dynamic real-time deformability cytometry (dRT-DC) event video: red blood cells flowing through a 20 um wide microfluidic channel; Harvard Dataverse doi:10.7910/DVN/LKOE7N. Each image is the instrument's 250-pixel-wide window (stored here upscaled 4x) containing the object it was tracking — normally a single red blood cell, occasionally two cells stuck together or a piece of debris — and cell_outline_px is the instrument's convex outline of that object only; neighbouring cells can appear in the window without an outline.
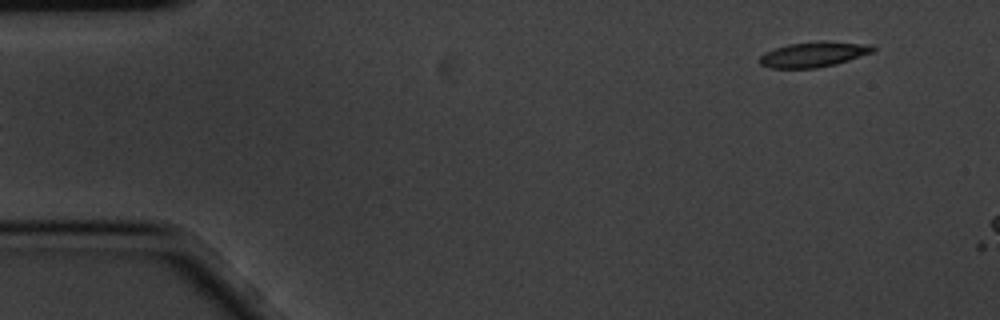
{"species": "common noctule bat (a hibernating species)", "species_latin": "Nyctalus noctula", "temperature_condition": "cold", "stored_images_in_passage": 5, "segment_of_instrument_passage": [2, 2], "camera_frame_rate_fps": 3000, "um_per_image_px": 0.085, "animal": {"sex": "male", "body_mass_g": 20.1, "forearm_length_mm": 53.5}, "frame": {"image": 1, "passage_image": 5, "time_ms": 1.333, "image_size_px": [1000, 320], "cell_outline_px": [[876, 48], [872, 52], [836, 64], [816, 68], [772, 68], [760, 64], [760, 56], [764, 52], [788, 44], [820, 40], [824, 40], [868, 44]], "centroid_in_image_um": [69.15, 4.61], "position_along_channel_um": 15.9, "area_um2": 16.65}}